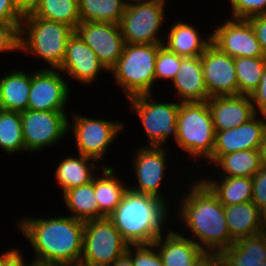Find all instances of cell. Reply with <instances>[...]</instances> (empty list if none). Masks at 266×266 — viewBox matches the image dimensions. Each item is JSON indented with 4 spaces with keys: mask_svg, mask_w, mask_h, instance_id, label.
<instances>
[{
    "mask_svg": "<svg viewBox=\"0 0 266 266\" xmlns=\"http://www.w3.org/2000/svg\"><path fill=\"white\" fill-rule=\"evenodd\" d=\"M0 149L8 155L26 152L20 112L0 109Z\"/></svg>",
    "mask_w": 266,
    "mask_h": 266,
    "instance_id": "33",
    "label": "cell"
},
{
    "mask_svg": "<svg viewBox=\"0 0 266 266\" xmlns=\"http://www.w3.org/2000/svg\"><path fill=\"white\" fill-rule=\"evenodd\" d=\"M178 102H204L210 96L207 92L201 56L184 57L172 81Z\"/></svg>",
    "mask_w": 266,
    "mask_h": 266,
    "instance_id": "21",
    "label": "cell"
},
{
    "mask_svg": "<svg viewBox=\"0 0 266 266\" xmlns=\"http://www.w3.org/2000/svg\"><path fill=\"white\" fill-rule=\"evenodd\" d=\"M24 256L19 252L6 266H36V264L31 260V262H24Z\"/></svg>",
    "mask_w": 266,
    "mask_h": 266,
    "instance_id": "46",
    "label": "cell"
},
{
    "mask_svg": "<svg viewBox=\"0 0 266 266\" xmlns=\"http://www.w3.org/2000/svg\"><path fill=\"white\" fill-rule=\"evenodd\" d=\"M32 14L38 18L67 24L74 30L81 22L78 0H39Z\"/></svg>",
    "mask_w": 266,
    "mask_h": 266,
    "instance_id": "32",
    "label": "cell"
},
{
    "mask_svg": "<svg viewBox=\"0 0 266 266\" xmlns=\"http://www.w3.org/2000/svg\"><path fill=\"white\" fill-rule=\"evenodd\" d=\"M77 155L78 157L66 156L67 158L62 159L56 167L55 179L61 187L62 194L71 188L90 183L99 169L107 167V165H101V168L99 165L96 167L98 163L96 160L81 154Z\"/></svg>",
    "mask_w": 266,
    "mask_h": 266,
    "instance_id": "23",
    "label": "cell"
},
{
    "mask_svg": "<svg viewBox=\"0 0 266 266\" xmlns=\"http://www.w3.org/2000/svg\"><path fill=\"white\" fill-rule=\"evenodd\" d=\"M159 44H125L121 57L109 71L127 99L153 94Z\"/></svg>",
    "mask_w": 266,
    "mask_h": 266,
    "instance_id": "5",
    "label": "cell"
},
{
    "mask_svg": "<svg viewBox=\"0 0 266 266\" xmlns=\"http://www.w3.org/2000/svg\"><path fill=\"white\" fill-rule=\"evenodd\" d=\"M59 70L85 86L95 82L102 71H107L94 51L75 31L67 41L65 57Z\"/></svg>",
    "mask_w": 266,
    "mask_h": 266,
    "instance_id": "18",
    "label": "cell"
},
{
    "mask_svg": "<svg viewBox=\"0 0 266 266\" xmlns=\"http://www.w3.org/2000/svg\"><path fill=\"white\" fill-rule=\"evenodd\" d=\"M201 63L210 97L238 95L234 58L211 43L201 55Z\"/></svg>",
    "mask_w": 266,
    "mask_h": 266,
    "instance_id": "16",
    "label": "cell"
},
{
    "mask_svg": "<svg viewBox=\"0 0 266 266\" xmlns=\"http://www.w3.org/2000/svg\"><path fill=\"white\" fill-rule=\"evenodd\" d=\"M61 197L71 212L69 216L83 222L100 219V208L95 195V176L90 183L66 190Z\"/></svg>",
    "mask_w": 266,
    "mask_h": 266,
    "instance_id": "29",
    "label": "cell"
},
{
    "mask_svg": "<svg viewBox=\"0 0 266 266\" xmlns=\"http://www.w3.org/2000/svg\"><path fill=\"white\" fill-rule=\"evenodd\" d=\"M75 32L94 51L107 72L116 65L125 46L119 24L81 21Z\"/></svg>",
    "mask_w": 266,
    "mask_h": 266,
    "instance_id": "14",
    "label": "cell"
},
{
    "mask_svg": "<svg viewBox=\"0 0 266 266\" xmlns=\"http://www.w3.org/2000/svg\"><path fill=\"white\" fill-rule=\"evenodd\" d=\"M74 31L67 24L26 14L20 25V52L43 59L47 66L50 65L46 69H59L67 41Z\"/></svg>",
    "mask_w": 266,
    "mask_h": 266,
    "instance_id": "4",
    "label": "cell"
},
{
    "mask_svg": "<svg viewBox=\"0 0 266 266\" xmlns=\"http://www.w3.org/2000/svg\"><path fill=\"white\" fill-rule=\"evenodd\" d=\"M72 116L74 121L68 122V132L72 129L78 154L97 162L105 159L108 147L122 134L126 126L123 122L90 118L76 113Z\"/></svg>",
    "mask_w": 266,
    "mask_h": 266,
    "instance_id": "10",
    "label": "cell"
},
{
    "mask_svg": "<svg viewBox=\"0 0 266 266\" xmlns=\"http://www.w3.org/2000/svg\"><path fill=\"white\" fill-rule=\"evenodd\" d=\"M252 202L260 209L266 204V167L252 177Z\"/></svg>",
    "mask_w": 266,
    "mask_h": 266,
    "instance_id": "39",
    "label": "cell"
},
{
    "mask_svg": "<svg viewBox=\"0 0 266 266\" xmlns=\"http://www.w3.org/2000/svg\"><path fill=\"white\" fill-rule=\"evenodd\" d=\"M20 252V249L11 248L7 251L0 253V266H6L18 253Z\"/></svg>",
    "mask_w": 266,
    "mask_h": 266,
    "instance_id": "45",
    "label": "cell"
},
{
    "mask_svg": "<svg viewBox=\"0 0 266 266\" xmlns=\"http://www.w3.org/2000/svg\"><path fill=\"white\" fill-rule=\"evenodd\" d=\"M224 213L230 237L234 242L263 231L259 208L252 201L224 206Z\"/></svg>",
    "mask_w": 266,
    "mask_h": 266,
    "instance_id": "26",
    "label": "cell"
},
{
    "mask_svg": "<svg viewBox=\"0 0 266 266\" xmlns=\"http://www.w3.org/2000/svg\"><path fill=\"white\" fill-rule=\"evenodd\" d=\"M21 23H0V54L20 51Z\"/></svg>",
    "mask_w": 266,
    "mask_h": 266,
    "instance_id": "38",
    "label": "cell"
},
{
    "mask_svg": "<svg viewBox=\"0 0 266 266\" xmlns=\"http://www.w3.org/2000/svg\"><path fill=\"white\" fill-rule=\"evenodd\" d=\"M220 177L252 178L262 167L259 149L242 150L222 155L215 163ZM223 175V176H222Z\"/></svg>",
    "mask_w": 266,
    "mask_h": 266,
    "instance_id": "30",
    "label": "cell"
},
{
    "mask_svg": "<svg viewBox=\"0 0 266 266\" xmlns=\"http://www.w3.org/2000/svg\"><path fill=\"white\" fill-rule=\"evenodd\" d=\"M254 111L258 114L266 112V68L260 80L258 87L249 95ZM259 111V112H258Z\"/></svg>",
    "mask_w": 266,
    "mask_h": 266,
    "instance_id": "40",
    "label": "cell"
},
{
    "mask_svg": "<svg viewBox=\"0 0 266 266\" xmlns=\"http://www.w3.org/2000/svg\"><path fill=\"white\" fill-rule=\"evenodd\" d=\"M167 0H129L119 27L125 44H163ZM164 21V22H163Z\"/></svg>",
    "mask_w": 266,
    "mask_h": 266,
    "instance_id": "7",
    "label": "cell"
},
{
    "mask_svg": "<svg viewBox=\"0 0 266 266\" xmlns=\"http://www.w3.org/2000/svg\"><path fill=\"white\" fill-rule=\"evenodd\" d=\"M116 168L102 167V175H95V195L100 208V219L111 215L121 203L129 186L115 174Z\"/></svg>",
    "mask_w": 266,
    "mask_h": 266,
    "instance_id": "27",
    "label": "cell"
},
{
    "mask_svg": "<svg viewBox=\"0 0 266 266\" xmlns=\"http://www.w3.org/2000/svg\"><path fill=\"white\" fill-rule=\"evenodd\" d=\"M170 205L159 198L128 188L116 210L108 216L129 245L153 244L164 232Z\"/></svg>",
    "mask_w": 266,
    "mask_h": 266,
    "instance_id": "3",
    "label": "cell"
},
{
    "mask_svg": "<svg viewBox=\"0 0 266 266\" xmlns=\"http://www.w3.org/2000/svg\"><path fill=\"white\" fill-rule=\"evenodd\" d=\"M111 266H133L132 258L125 253L123 256L117 258Z\"/></svg>",
    "mask_w": 266,
    "mask_h": 266,
    "instance_id": "47",
    "label": "cell"
},
{
    "mask_svg": "<svg viewBox=\"0 0 266 266\" xmlns=\"http://www.w3.org/2000/svg\"><path fill=\"white\" fill-rule=\"evenodd\" d=\"M211 43L232 58L265 57L247 19H228L211 32Z\"/></svg>",
    "mask_w": 266,
    "mask_h": 266,
    "instance_id": "15",
    "label": "cell"
},
{
    "mask_svg": "<svg viewBox=\"0 0 266 266\" xmlns=\"http://www.w3.org/2000/svg\"><path fill=\"white\" fill-rule=\"evenodd\" d=\"M260 266H266V261H264Z\"/></svg>",
    "mask_w": 266,
    "mask_h": 266,
    "instance_id": "50",
    "label": "cell"
},
{
    "mask_svg": "<svg viewBox=\"0 0 266 266\" xmlns=\"http://www.w3.org/2000/svg\"><path fill=\"white\" fill-rule=\"evenodd\" d=\"M215 132L247 123L257 113L246 95L214 96L207 100Z\"/></svg>",
    "mask_w": 266,
    "mask_h": 266,
    "instance_id": "19",
    "label": "cell"
},
{
    "mask_svg": "<svg viewBox=\"0 0 266 266\" xmlns=\"http://www.w3.org/2000/svg\"><path fill=\"white\" fill-rule=\"evenodd\" d=\"M247 20L250 22L256 38L260 43L261 49L266 57V15L254 16Z\"/></svg>",
    "mask_w": 266,
    "mask_h": 266,
    "instance_id": "42",
    "label": "cell"
},
{
    "mask_svg": "<svg viewBox=\"0 0 266 266\" xmlns=\"http://www.w3.org/2000/svg\"><path fill=\"white\" fill-rule=\"evenodd\" d=\"M259 151L261 157V164L263 167H266V133L263 136Z\"/></svg>",
    "mask_w": 266,
    "mask_h": 266,
    "instance_id": "48",
    "label": "cell"
},
{
    "mask_svg": "<svg viewBox=\"0 0 266 266\" xmlns=\"http://www.w3.org/2000/svg\"><path fill=\"white\" fill-rule=\"evenodd\" d=\"M220 255L224 266H260L266 261V238L259 233L238 239Z\"/></svg>",
    "mask_w": 266,
    "mask_h": 266,
    "instance_id": "25",
    "label": "cell"
},
{
    "mask_svg": "<svg viewBox=\"0 0 266 266\" xmlns=\"http://www.w3.org/2000/svg\"><path fill=\"white\" fill-rule=\"evenodd\" d=\"M128 245L108 217L86 221L79 266H111Z\"/></svg>",
    "mask_w": 266,
    "mask_h": 266,
    "instance_id": "8",
    "label": "cell"
},
{
    "mask_svg": "<svg viewBox=\"0 0 266 266\" xmlns=\"http://www.w3.org/2000/svg\"><path fill=\"white\" fill-rule=\"evenodd\" d=\"M17 10L24 16L32 13L37 7L39 0H12Z\"/></svg>",
    "mask_w": 266,
    "mask_h": 266,
    "instance_id": "44",
    "label": "cell"
},
{
    "mask_svg": "<svg viewBox=\"0 0 266 266\" xmlns=\"http://www.w3.org/2000/svg\"><path fill=\"white\" fill-rule=\"evenodd\" d=\"M260 211V222L263 231H266V204L259 209Z\"/></svg>",
    "mask_w": 266,
    "mask_h": 266,
    "instance_id": "49",
    "label": "cell"
},
{
    "mask_svg": "<svg viewBox=\"0 0 266 266\" xmlns=\"http://www.w3.org/2000/svg\"><path fill=\"white\" fill-rule=\"evenodd\" d=\"M22 19L12 0H0V23H22Z\"/></svg>",
    "mask_w": 266,
    "mask_h": 266,
    "instance_id": "41",
    "label": "cell"
},
{
    "mask_svg": "<svg viewBox=\"0 0 266 266\" xmlns=\"http://www.w3.org/2000/svg\"><path fill=\"white\" fill-rule=\"evenodd\" d=\"M127 2L128 0H78L81 21L119 24Z\"/></svg>",
    "mask_w": 266,
    "mask_h": 266,
    "instance_id": "31",
    "label": "cell"
},
{
    "mask_svg": "<svg viewBox=\"0 0 266 266\" xmlns=\"http://www.w3.org/2000/svg\"><path fill=\"white\" fill-rule=\"evenodd\" d=\"M203 176L200 177L201 180L224 206L252 201V178L238 176L219 179L217 176V178L210 179L209 175L208 178Z\"/></svg>",
    "mask_w": 266,
    "mask_h": 266,
    "instance_id": "28",
    "label": "cell"
},
{
    "mask_svg": "<svg viewBox=\"0 0 266 266\" xmlns=\"http://www.w3.org/2000/svg\"><path fill=\"white\" fill-rule=\"evenodd\" d=\"M126 253L132 258L133 266H163L154 244L128 245Z\"/></svg>",
    "mask_w": 266,
    "mask_h": 266,
    "instance_id": "36",
    "label": "cell"
},
{
    "mask_svg": "<svg viewBox=\"0 0 266 266\" xmlns=\"http://www.w3.org/2000/svg\"><path fill=\"white\" fill-rule=\"evenodd\" d=\"M167 229L153 242L163 266H193L205 252L185 234Z\"/></svg>",
    "mask_w": 266,
    "mask_h": 266,
    "instance_id": "20",
    "label": "cell"
},
{
    "mask_svg": "<svg viewBox=\"0 0 266 266\" xmlns=\"http://www.w3.org/2000/svg\"><path fill=\"white\" fill-rule=\"evenodd\" d=\"M22 133L27 153H37L58 145L64 136L69 134V118L65 111H33L27 109L20 112Z\"/></svg>",
    "mask_w": 266,
    "mask_h": 266,
    "instance_id": "11",
    "label": "cell"
},
{
    "mask_svg": "<svg viewBox=\"0 0 266 266\" xmlns=\"http://www.w3.org/2000/svg\"><path fill=\"white\" fill-rule=\"evenodd\" d=\"M193 266H221V255L205 252Z\"/></svg>",
    "mask_w": 266,
    "mask_h": 266,
    "instance_id": "43",
    "label": "cell"
},
{
    "mask_svg": "<svg viewBox=\"0 0 266 266\" xmlns=\"http://www.w3.org/2000/svg\"><path fill=\"white\" fill-rule=\"evenodd\" d=\"M163 45L181 57L201 56L211 44V33L202 37L190 22L176 21L171 24Z\"/></svg>",
    "mask_w": 266,
    "mask_h": 266,
    "instance_id": "22",
    "label": "cell"
},
{
    "mask_svg": "<svg viewBox=\"0 0 266 266\" xmlns=\"http://www.w3.org/2000/svg\"><path fill=\"white\" fill-rule=\"evenodd\" d=\"M58 71V72H57ZM59 69H42L31 73L27 109L33 111H66L70 97L68 80ZM61 74V75H60ZM66 79V80H65Z\"/></svg>",
    "mask_w": 266,
    "mask_h": 266,
    "instance_id": "13",
    "label": "cell"
},
{
    "mask_svg": "<svg viewBox=\"0 0 266 266\" xmlns=\"http://www.w3.org/2000/svg\"><path fill=\"white\" fill-rule=\"evenodd\" d=\"M229 2L230 18L249 19L254 16L266 15V0H229Z\"/></svg>",
    "mask_w": 266,
    "mask_h": 266,
    "instance_id": "37",
    "label": "cell"
},
{
    "mask_svg": "<svg viewBox=\"0 0 266 266\" xmlns=\"http://www.w3.org/2000/svg\"><path fill=\"white\" fill-rule=\"evenodd\" d=\"M256 114L247 123L238 127L215 133L212 156L208 159L214 164L222 155L242 151L259 149L266 133V116L262 118Z\"/></svg>",
    "mask_w": 266,
    "mask_h": 266,
    "instance_id": "17",
    "label": "cell"
},
{
    "mask_svg": "<svg viewBox=\"0 0 266 266\" xmlns=\"http://www.w3.org/2000/svg\"><path fill=\"white\" fill-rule=\"evenodd\" d=\"M234 64L238 81V95H251L260 84L266 68V57H236Z\"/></svg>",
    "mask_w": 266,
    "mask_h": 266,
    "instance_id": "34",
    "label": "cell"
},
{
    "mask_svg": "<svg viewBox=\"0 0 266 266\" xmlns=\"http://www.w3.org/2000/svg\"><path fill=\"white\" fill-rule=\"evenodd\" d=\"M197 179L188 192L180 194L177 216L188 228V238L204 252L221 253L234 243L227 228L224 205L200 178Z\"/></svg>",
    "mask_w": 266,
    "mask_h": 266,
    "instance_id": "2",
    "label": "cell"
},
{
    "mask_svg": "<svg viewBox=\"0 0 266 266\" xmlns=\"http://www.w3.org/2000/svg\"><path fill=\"white\" fill-rule=\"evenodd\" d=\"M262 233L264 234L265 238H266V231H262Z\"/></svg>",
    "mask_w": 266,
    "mask_h": 266,
    "instance_id": "51",
    "label": "cell"
},
{
    "mask_svg": "<svg viewBox=\"0 0 266 266\" xmlns=\"http://www.w3.org/2000/svg\"><path fill=\"white\" fill-rule=\"evenodd\" d=\"M153 94L126 99L143 125L147 146H165L170 136L177 139V117L180 102L156 101Z\"/></svg>",
    "mask_w": 266,
    "mask_h": 266,
    "instance_id": "9",
    "label": "cell"
},
{
    "mask_svg": "<svg viewBox=\"0 0 266 266\" xmlns=\"http://www.w3.org/2000/svg\"><path fill=\"white\" fill-rule=\"evenodd\" d=\"M0 78V109L23 112L27 110L31 86V74L10 70Z\"/></svg>",
    "mask_w": 266,
    "mask_h": 266,
    "instance_id": "24",
    "label": "cell"
},
{
    "mask_svg": "<svg viewBox=\"0 0 266 266\" xmlns=\"http://www.w3.org/2000/svg\"><path fill=\"white\" fill-rule=\"evenodd\" d=\"M84 223L69 215L31 218L25 216L16 227L36 255V266H79L83 253Z\"/></svg>",
    "mask_w": 266,
    "mask_h": 266,
    "instance_id": "1",
    "label": "cell"
},
{
    "mask_svg": "<svg viewBox=\"0 0 266 266\" xmlns=\"http://www.w3.org/2000/svg\"><path fill=\"white\" fill-rule=\"evenodd\" d=\"M215 130L207 101L181 102L177 117L176 143L196 161L212 156Z\"/></svg>",
    "mask_w": 266,
    "mask_h": 266,
    "instance_id": "6",
    "label": "cell"
},
{
    "mask_svg": "<svg viewBox=\"0 0 266 266\" xmlns=\"http://www.w3.org/2000/svg\"><path fill=\"white\" fill-rule=\"evenodd\" d=\"M184 57L170 51L163 44H159V50L156 56L155 64V82L156 80L173 81Z\"/></svg>",
    "mask_w": 266,
    "mask_h": 266,
    "instance_id": "35",
    "label": "cell"
},
{
    "mask_svg": "<svg viewBox=\"0 0 266 266\" xmlns=\"http://www.w3.org/2000/svg\"><path fill=\"white\" fill-rule=\"evenodd\" d=\"M138 148L135 154L133 152L132 159V164L134 163L132 167L137 184L128 185V188L137 193L159 198L167 204L168 200L166 201V197H164L162 191L160 192L168 164L166 158L169 156L167 155V148L165 146L147 145H142Z\"/></svg>",
    "mask_w": 266,
    "mask_h": 266,
    "instance_id": "12",
    "label": "cell"
}]
</instances>
